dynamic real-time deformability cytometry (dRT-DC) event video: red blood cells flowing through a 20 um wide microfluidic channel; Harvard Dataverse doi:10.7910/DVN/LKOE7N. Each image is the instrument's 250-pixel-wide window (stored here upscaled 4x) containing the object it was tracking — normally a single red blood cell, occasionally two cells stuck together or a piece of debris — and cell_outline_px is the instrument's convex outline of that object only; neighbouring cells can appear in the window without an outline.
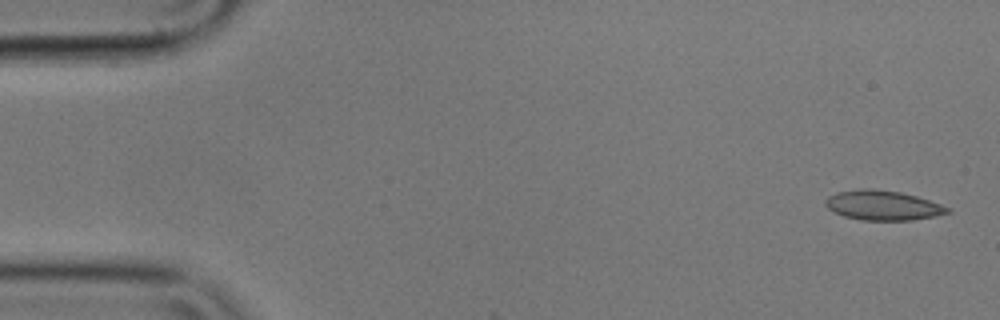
{"species": "common noctule bat (a hibernating species)", "species_latin": "Nyctalus noctula", "temperature_condition": "cold", "stored_images_in_passage": 3, "camera_frame_rate_fps": 3000, "um_per_image_px": 0.085, "animal": {"sex": "male", "body_mass_g": 17.9}, "frame": {"image": 1, "passage_image": 1, "time_ms": 0.0, "image_size_px": [1000, 320], "cell_outline_px": [[952, 212], [936, 216], [912, 220], [860, 220], [844, 216], [832, 212], [824, 204], [824, 200], [828, 196], [836, 192], [860, 188], [872, 188], [900, 192], [916, 196], [952, 208]], "centroid_in_image_um": [75.02, 17.45], "position_along_channel_um": 10.0, "area_um2": 21.39}}